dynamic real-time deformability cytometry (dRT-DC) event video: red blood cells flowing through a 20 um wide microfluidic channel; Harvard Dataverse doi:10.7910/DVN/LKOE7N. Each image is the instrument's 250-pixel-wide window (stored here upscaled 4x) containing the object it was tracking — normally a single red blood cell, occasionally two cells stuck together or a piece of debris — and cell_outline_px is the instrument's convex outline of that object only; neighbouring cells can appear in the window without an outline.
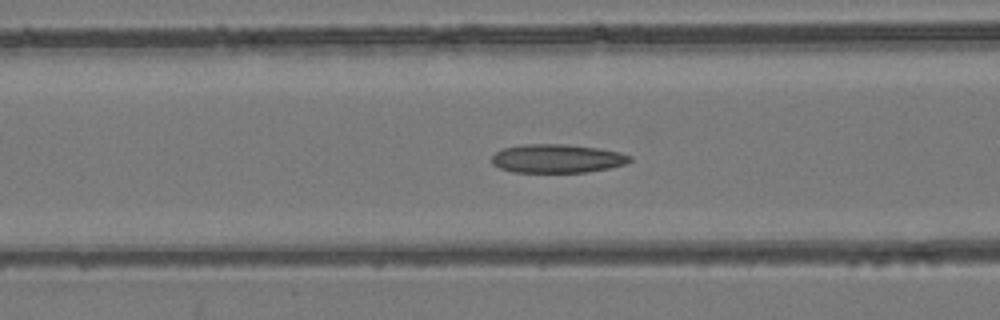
{"species": "common noctule bat (a hibernating species)", "species_latin": "Nyctalus noctula", "temperature_condition": "room temperature", "stored_images_in_passage": 53, "camera_frame_rate_fps": 3000, "um_per_image_px": 0.085, "animal": {"sex": "female", "body_mass_g": 24.6, "forearm_length_mm": 56.2}, "frame": {"image": 1, "passage_image": 22, "time_ms": 7.0, "image_size_px": [1000, 320], "cell_outline_px": [[632, 160], [624, 164], [608, 168], [584, 172], [512, 172], [500, 168], [492, 164], [492, 156], [496, 152], [504, 148], [524, 144], [564, 144], [596, 148], [620, 152], [632, 156]], "centroid_in_image_um": [47.34, 13.47], "position_along_channel_um": 119.3, "area_um2": 22.89}}
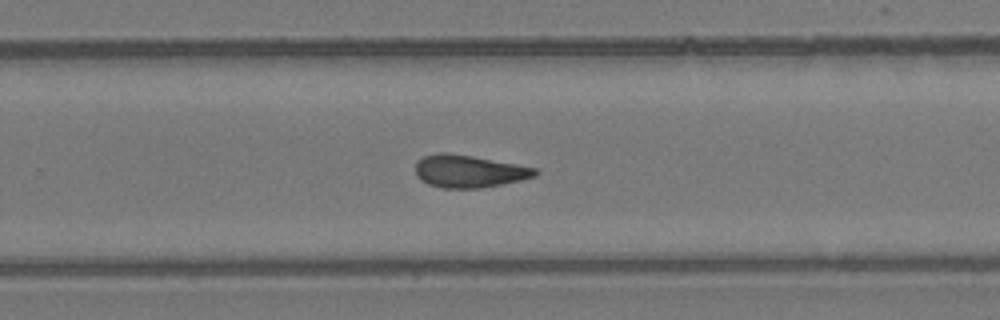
{"frame": {"image": 2, "passage_image": 35, "time_ms": 11.333, "image_size_px": [1000, 320], "cell_outline_px": [[540, 172], [536, 176], [520, 180], [480, 188], [440, 188], [428, 184], [420, 180], [416, 176], [416, 164], [424, 156], [440, 152], [448, 152], [472, 156], [516, 164], [536, 168]], "centroid_in_image_um": [39.85, 14.56], "position_along_channel_um": 290.0, "area_um2": 22.6}}
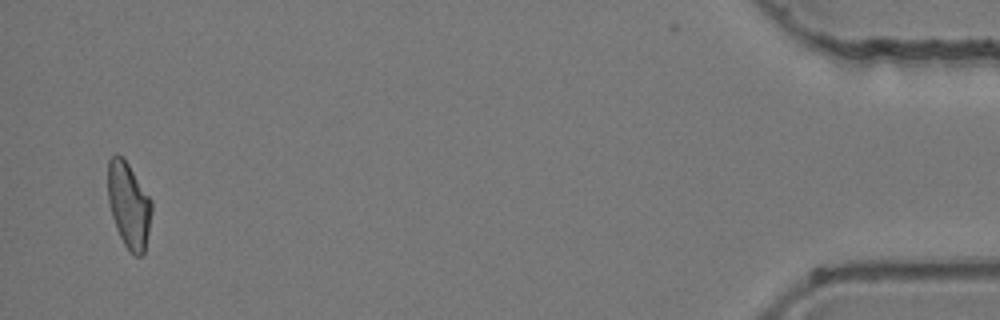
{"frame": {"image": 3, "passage_image": 52, "time_ms": 17.0, "image_size_px": [1000, 320], "cell_outline_px": [[152, 212], [144, 256], [136, 256], [124, 244], [116, 228], [112, 216], [108, 200], [108, 160], [116, 152], [128, 164], [152, 200]], "centroid_in_image_um": [10.95, 17.44], "position_along_channel_um": 424.2, "area_um2": 21.79}, "authors_computed_cell_mechanics": {"area_um2": 22.9466, "velocity_mm_per_s": 3.9507, "shape_relaxation_time_tau1_ms": null, "shape_relaxation_time_tau2_ms": 3.9133, "deformation_change_tau1": null, "deformation_change_tau2": 0.1169}}